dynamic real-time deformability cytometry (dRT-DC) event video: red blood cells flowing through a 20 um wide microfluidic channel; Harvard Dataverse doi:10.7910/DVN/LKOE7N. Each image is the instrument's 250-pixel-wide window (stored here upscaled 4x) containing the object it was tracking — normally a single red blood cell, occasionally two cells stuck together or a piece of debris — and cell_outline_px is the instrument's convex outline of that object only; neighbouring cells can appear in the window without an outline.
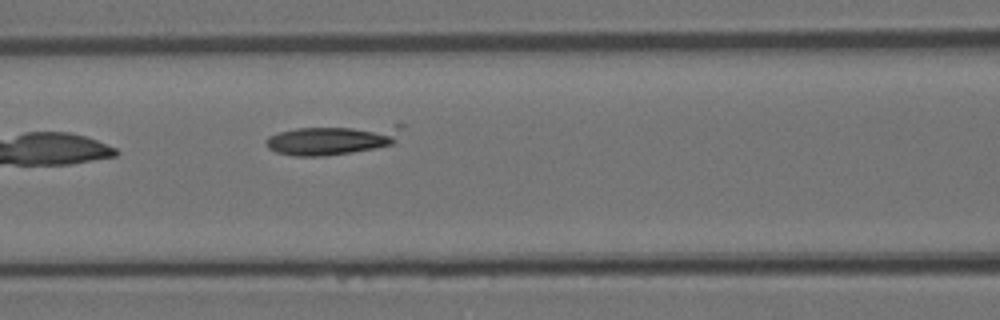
{"species": "Egyptian fruit bat (a non-hibernating species)", "species_latin": "Rousettus aegyptiacus", "temperature_condition": "room temperature", "stored_images_in_passage": 3, "camera_frame_rate_fps": 3000, "um_per_image_px": 0.085, "animal": {"sex": "female"}, "frame": {"image": 1, "passage_image": 3, "time_ms": 0.667, "image_size_px": [1000, 320], "cell_outline_px": [[404, 128], [396, 140], [392, 144], [376, 148], [352, 152], [324, 156], [296, 156], [276, 152], [268, 148], [264, 144], [264, 140], [268, 136], [280, 132], [296, 128], [396, 124], [404, 124]], "centroid_in_image_um": [28.29, 11.86], "position_along_channel_um": 138.3, "area_um2": 23.76}}